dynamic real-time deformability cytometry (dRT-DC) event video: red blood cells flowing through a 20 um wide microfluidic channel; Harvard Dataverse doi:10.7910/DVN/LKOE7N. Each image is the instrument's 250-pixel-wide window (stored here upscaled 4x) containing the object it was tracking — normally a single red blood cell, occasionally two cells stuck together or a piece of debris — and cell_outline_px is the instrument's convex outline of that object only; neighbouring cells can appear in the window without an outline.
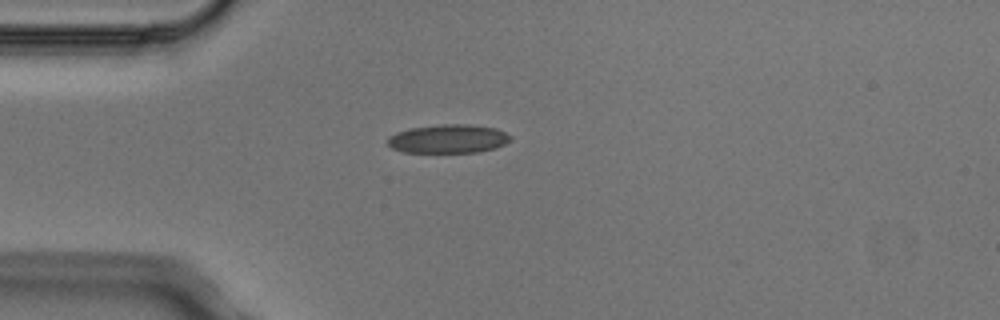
{"species": "Egyptian fruit bat (a non-hibernating species)", "species_latin": "Rousettus aegyptiacus", "temperature_condition": "cold", "stored_images_in_passage": 1, "camera_frame_rate_fps": 3000, "um_per_image_px": 0.085, "animal": {"sex": "male"}, "frame": {"image": 1, "passage_image": 1, "time_ms": 0.0, "image_size_px": [1000, 320], "cell_outline_px": [[512, 140], [496, 148], [480, 152], [404, 152], [392, 148], [388, 144], [388, 136], [396, 132], [408, 128], [440, 124], [468, 124], [496, 128], [512, 136]], "centroid_in_image_um": [38.11, 11.79], "position_along_channel_um": 46.9, "area_um2": 20.69}}